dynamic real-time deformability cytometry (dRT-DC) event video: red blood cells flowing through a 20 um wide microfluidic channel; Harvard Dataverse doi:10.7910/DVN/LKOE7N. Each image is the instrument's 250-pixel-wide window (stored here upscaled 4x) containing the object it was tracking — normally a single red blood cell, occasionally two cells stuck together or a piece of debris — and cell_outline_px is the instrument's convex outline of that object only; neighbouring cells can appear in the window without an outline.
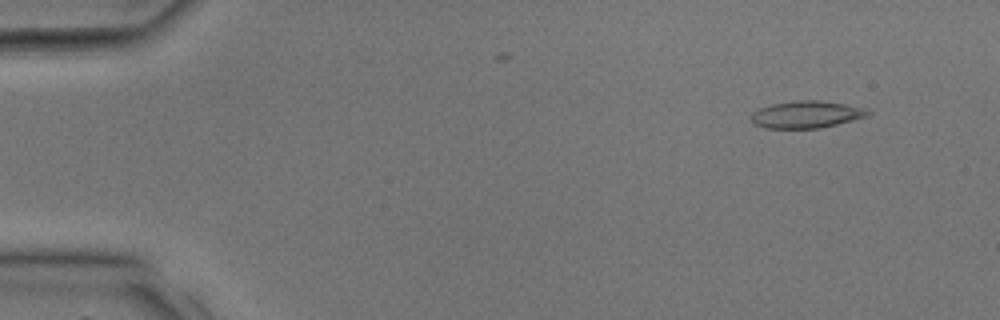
{"species": "common noctule bat (a hibernating species)", "species_latin": "Nyctalus noctula", "temperature_condition": "room temperature", "stored_images_in_passage": 3, "camera_frame_rate_fps": 3000, "um_per_image_px": 0.085, "animal": {"sex": "male", "body_mass_g": 17.9, "forearm_length_mm": 54.2}, "frame": {"image": 1, "passage_image": 1, "time_ms": 0.0, "image_size_px": [1000, 320], "cell_outline_px": [[872, 112], [868, 116], [820, 128], [764, 128], [752, 124], [752, 112], [760, 108], [772, 104], [796, 100], [820, 100], [844, 104], [864, 108]], "centroid_in_image_um": [68.52, 9.73], "position_along_channel_um": 16.5, "area_um2": 18.38}}
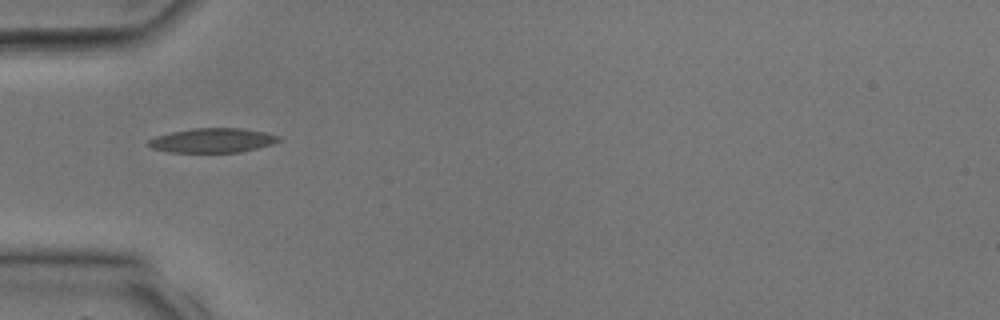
{"frame": {"image": 2, "passage_image": 3, "time_ms": 0.667, "image_size_px": [1000, 320], "cell_outline_px": [[280, 140], [272, 144], [240, 152], [168, 152], [152, 148], [148, 144], [148, 140], [156, 136], [172, 132], [192, 128], [240, 128], [264, 132], [280, 136]], "centroid_in_image_um": [18.05, 11.93], "position_along_channel_um": 66.9, "area_um2": 18.38}}